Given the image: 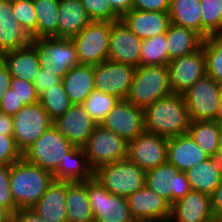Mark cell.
I'll return each mask as SVG.
<instances>
[{"mask_svg":"<svg viewBox=\"0 0 222 222\" xmlns=\"http://www.w3.org/2000/svg\"><path fill=\"white\" fill-rule=\"evenodd\" d=\"M143 110L145 131L167 138L188 132L190 118L182 94L172 93Z\"/></svg>","mask_w":222,"mask_h":222,"instance_id":"obj_1","label":"cell"},{"mask_svg":"<svg viewBox=\"0 0 222 222\" xmlns=\"http://www.w3.org/2000/svg\"><path fill=\"white\" fill-rule=\"evenodd\" d=\"M53 173L23 157L10 165V189L18 209L32 208L53 183Z\"/></svg>","mask_w":222,"mask_h":222,"instance_id":"obj_2","label":"cell"},{"mask_svg":"<svg viewBox=\"0 0 222 222\" xmlns=\"http://www.w3.org/2000/svg\"><path fill=\"white\" fill-rule=\"evenodd\" d=\"M170 94L172 91L168 66H138L126 100L144 109Z\"/></svg>","mask_w":222,"mask_h":222,"instance_id":"obj_3","label":"cell"},{"mask_svg":"<svg viewBox=\"0 0 222 222\" xmlns=\"http://www.w3.org/2000/svg\"><path fill=\"white\" fill-rule=\"evenodd\" d=\"M93 177L110 193L128 197L145 185L146 171L126 158L98 167Z\"/></svg>","mask_w":222,"mask_h":222,"instance_id":"obj_4","label":"cell"},{"mask_svg":"<svg viewBox=\"0 0 222 222\" xmlns=\"http://www.w3.org/2000/svg\"><path fill=\"white\" fill-rule=\"evenodd\" d=\"M31 44L36 49L41 68L61 79L80 64L71 38L42 37L32 39Z\"/></svg>","mask_w":222,"mask_h":222,"instance_id":"obj_5","label":"cell"},{"mask_svg":"<svg viewBox=\"0 0 222 222\" xmlns=\"http://www.w3.org/2000/svg\"><path fill=\"white\" fill-rule=\"evenodd\" d=\"M82 148L86 153L87 163L93 171L102 165L126 159L128 156V142L101 125L95 127Z\"/></svg>","mask_w":222,"mask_h":222,"instance_id":"obj_6","label":"cell"},{"mask_svg":"<svg viewBox=\"0 0 222 222\" xmlns=\"http://www.w3.org/2000/svg\"><path fill=\"white\" fill-rule=\"evenodd\" d=\"M111 21H91L78 35L72 37L78 56V62L97 65L108 60Z\"/></svg>","mask_w":222,"mask_h":222,"instance_id":"obj_7","label":"cell"},{"mask_svg":"<svg viewBox=\"0 0 222 222\" xmlns=\"http://www.w3.org/2000/svg\"><path fill=\"white\" fill-rule=\"evenodd\" d=\"M73 147L52 125L22 153V157L27 162L53 173Z\"/></svg>","mask_w":222,"mask_h":222,"instance_id":"obj_8","label":"cell"},{"mask_svg":"<svg viewBox=\"0 0 222 222\" xmlns=\"http://www.w3.org/2000/svg\"><path fill=\"white\" fill-rule=\"evenodd\" d=\"M86 191L94 213V222H136L126 197L110 193L96 178L86 181Z\"/></svg>","mask_w":222,"mask_h":222,"instance_id":"obj_9","label":"cell"},{"mask_svg":"<svg viewBox=\"0 0 222 222\" xmlns=\"http://www.w3.org/2000/svg\"><path fill=\"white\" fill-rule=\"evenodd\" d=\"M190 120L214 121L220 99L222 85L205 75L182 93Z\"/></svg>","mask_w":222,"mask_h":222,"instance_id":"obj_10","label":"cell"},{"mask_svg":"<svg viewBox=\"0 0 222 222\" xmlns=\"http://www.w3.org/2000/svg\"><path fill=\"white\" fill-rule=\"evenodd\" d=\"M12 121L13 138L22 153L53 125L49 114L39 101L24 105L12 116Z\"/></svg>","mask_w":222,"mask_h":222,"instance_id":"obj_11","label":"cell"},{"mask_svg":"<svg viewBox=\"0 0 222 222\" xmlns=\"http://www.w3.org/2000/svg\"><path fill=\"white\" fill-rule=\"evenodd\" d=\"M145 185L171 205L192 190L186 173L168 162L146 171Z\"/></svg>","mask_w":222,"mask_h":222,"instance_id":"obj_12","label":"cell"},{"mask_svg":"<svg viewBox=\"0 0 222 222\" xmlns=\"http://www.w3.org/2000/svg\"><path fill=\"white\" fill-rule=\"evenodd\" d=\"M135 67L105 60L94 65L95 90L126 100L135 75Z\"/></svg>","mask_w":222,"mask_h":222,"instance_id":"obj_13","label":"cell"},{"mask_svg":"<svg viewBox=\"0 0 222 222\" xmlns=\"http://www.w3.org/2000/svg\"><path fill=\"white\" fill-rule=\"evenodd\" d=\"M168 138L143 131L128 142L127 158L148 171L167 162Z\"/></svg>","mask_w":222,"mask_h":222,"instance_id":"obj_14","label":"cell"},{"mask_svg":"<svg viewBox=\"0 0 222 222\" xmlns=\"http://www.w3.org/2000/svg\"><path fill=\"white\" fill-rule=\"evenodd\" d=\"M100 125L129 142L145 130L144 110L127 100H120Z\"/></svg>","mask_w":222,"mask_h":222,"instance_id":"obj_15","label":"cell"},{"mask_svg":"<svg viewBox=\"0 0 222 222\" xmlns=\"http://www.w3.org/2000/svg\"><path fill=\"white\" fill-rule=\"evenodd\" d=\"M131 215L136 222H168L171 204L144 185L126 197Z\"/></svg>","mask_w":222,"mask_h":222,"instance_id":"obj_16","label":"cell"},{"mask_svg":"<svg viewBox=\"0 0 222 222\" xmlns=\"http://www.w3.org/2000/svg\"><path fill=\"white\" fill-rule=\"evenodd\" d=\"M172 93L182 94L206 75V58L201 47L196 52L170 60L168 63Z\"/></svg>","mask_w":222,"mask_h":222,"instance_id":"obj_17","label":"cell"},{"mask_svg":"<svg viewBox=\"0 0 222 222\" xmlns=\"http://www.w3.org/2000/svg\"><path fill=\"white\" fill-rule=\"evenodd\" d=\"M143 40L134 34L121 20L111 26L108 60L139 66Z\"/></svg>","mask_w":222,"mask_h":222,"instance_id":"obj_18","label":"cell"},{"mask_svg":"<svg viewBox=\"0 0 222 222\" xmlns=\"http://www.w3.org/2000/svg\"><path fill=\"white\" fill-rule=\"evenodd\" d=\"M53 125L73 146L82 148L98 124L82 105H72Z\"/></svg>","mask_w":222,"mask_h":222,"instance_id":"obj_19","label":"cell"},{"mask_svg":"<svg viewBox=\"0 0 222 222\" xmlns=\"http://www.w3.org/2000/svg\"><path fill=\"white\" fill-rule=\"evenodd\" d=\"M213 216L211 196L191 190L171 205L168 222H206Z\"/></svg>","mask_w":222,"mask_h":222,"instance_id":"obj_20","label":"cell"},{"mask_svg":"<svg viewBox=\"0 0 222 222\" xmlns=\"http://www.w3.org/2000/svg\"><path fill=\"white\" fill-rule=\"evenodd\" d=\"M208 158L188 133L168 138L167 162L180 172H186Z\"/></svg>","mask_w":222,"mask_h":222,"instance_id":"obj_21","label":"cell"},{"mask_svg":"<svg viewBox=\"0 0 222 222\" xmlns=\"http://www.w3.org/2000/svg\"><path fill=\"white\" fill-rule=\"evenodd\" d=\"M121 21L140 39H148L166 33L170 25L169 12L132 9Z\"/></svg>","mask_w":222,"mask_h":222,"instance_id":"obj_22","label":"cell"},{"mask_svg":"<svg viewBox=\"0 0 222 222\" xmlns=\"http://www.w3.org/2000/svg\"><path fill=\"white\" fill-rule=\"evenodd\" d=\"M12 0H0V53L31 44L32 38L13 16Z\"/></svg>","mask_w":222,"mask_h":222,"instance_id":"obj_23","label":"cell"},{"mask_svg":"<svg viewBox=\"0 0 222 222\" xmlns=\"http://www.w3.org/2000/svg\"><path fill=\"white\" fill-rule=\"evenodd\" d=\"M67 182L53 181L32 209L46 222H68Z\"/></svg>","mask_w":222,"mask_h":222,"instance_id":"obj_24","label":"cell"},{"mask_svg":"<svg viewBox=\"0 0 222 222\" xmlns=\"http://www.w3.org/2000/svg\"><path fill=\"white\" fill-rule=\"evenodd\" d=\"M2 61L12 77L32 83L41 69L36 49L32 44L3 53Z\"/></svg>","mask_w":222,"mask_h":222,"instance_id":"obj_25","label":"cell"},{"mask_svg":"<svg viewBox=\"0 0 222 222\" xmlns=\"http://www.w3.org/2000/svg\"><path fill=\"white\" fill-rule=\"evenodd\" d=\"M67 96L73 105H81L95 90L94 65L79 64L62 78Z\"/></svg>","mask_w":222,"mask_h":222,"instance_id":"obj_26","label":"cell"},{"mask_svg":"<svg viewBox=\"0 0 222 222\" xmlns=\"http://www.w3.org/2000/svg\"><path fill=\"white\" fill-rule=\"evenodd\" d=\"M91 22L81 0H60L58 38H72Z\"/></svg>","mask_w":222,"mask_h":222,"instance_id":"obj_27","label":"cell"},{"mask_svg":"<svg viewBox=\"0 0 222 222\" xmlns=\"http://www.w3.org/2000/svg\"><path fill=\"white\" fill-rule=\"evenodd\" d=\"M93 170L89 167L84 149L74 146L63 157L58 168L53 172L55 181L83 182L93 177Z\"/></svg>","mask_w":222,"mask_h":222,"instance_id":"obj_28","label":"cell"},{"mask_svg":"<svg viewBox=\"0 0 222 222\" xmlns=\"http://www.w3.org/2000/svg\"><path fill=\"white\" fill-rule=\"evenodd\" d=\"M170 22L191 29L206 39L210 33L202 26L200 0H171Z\"/></svg>","mask_w":222,"mask_h":222,"instance_id":"obj_29","label":"cell"},{"mask_svg":"<svg viewBox=\"0 0 222 222\" xmlns=\"http://www.w3.org/2000/svg\"><path fill=\"white\" fill-rule=\"evenodd\" d=\"M185 173L192 190L211 196L222 180V165L216 158H208Z\"/></svg>","mask_w":222,"mask_h":222,"instance_id":"obj_30","label":"cell"},{"mask_svg":"<svg viewBox=\"0 0 222 222\" xmlns=\"http://www.w3.org/2000/svg\"><path fill=\"white\" fill-rule=\"evenodd\" d=\"M203 38L191 29L170 23L166 32V47L170 60L189 55L202 47Z\"/></svg>","mask_w":222,"mask_h":222,"instance_id":"obj_31","label":"cell"},{"mask_svg":"<svg viewBox=\"0 0 222 222\" xmlns=\"http://www.w3.org/2000/svg\"><path fill=\"white\" fill-rule=\"evenodd\" d=\"M66 208L68 222H94L86 181L67 182Z\"/></svg>","mask_w":222,"mask_h":222,"instance_id":"obj_32","label":"cell"},{"mask_svg":"<svg viewBox=\"0 0 222 222\" xmlns=\"http://www.w3.org/2000/svg\"><path fill=\"white\" fill-rule=\"evenodd\" d=\"M187 133L210 158H216L222 125L215 121L190 120Z\"/></svg>","mask_w":222,"mask_h":222,"instance_id":"obj_33","label":"cell"},{"mask_svg":"<svg viewBox=\"0 0 222 222\" xmlns=\"http://www.w3.org/2000/svg\"><path fill=\"white\" fill-rule=\"evenodd\" d=\"M60 0H34L36 20V39L42 37L58 38V15Z\"/></svg>","mask_w":222,"mask_h":222,"instance_id":"obj_34","label":"cell"},{"mask_svg":"<svg viewBox=\"0 0 222 222\" xmlns=\"http://www.w3.org/2000/svg\"><path fill=\"white\" fill-rule=\"evenodd\" d=\"M169 62L166 33L143 40L139 66H167Z\"/></svg>","mask_w":222,"mask_h":222,"instance_id":"obj_35","label":"cell"},{"mask_svg":"<svg viewBox=\"0 0 222 222\" xmlns=\"http://www.w3.org/2000/svg\"><path fill=\"white\" fill-rule=\"evenodd\" d=\"M206 58V75L222 85V33L210 34L202 43Z\"/></svg>","mask_w":222,"mask_h":222,"instance_id":"obj_36","label":"cell"},{"mask_svg":"<svg viewBox=\"0 0 222 222\" xmlns=\"http://www.w3.org/2000/svg\"><path fill=\"white\" fill-rule=\"evenodd\" d=\"M39 102L52 121L63 115L73 105L62 82L50 89H46L39 96Z\"/></svg>","mask_w":222,"mask_h":222,"instance_id":"obj_37","label":"cell"},{"mask_svg":"<svg viewBox=\"0 0 222 222\" xmlns=\"http://www.w3.org/2000/svg\"><path fill=\"white\" fill-rule=\"evenodd\" d=\"M120 101L116 96L94 90L81 104L90 117L100 125L106 115Z\"/></svg>","mask_w":222,"mask_h":222,"instance_id":"obj_38","label":"cell"},{"mask_svg":"<svg viewBox=\"0 0 222 222\" xmlns=\"http://www.w3.org/2000/svg\"><path fill=\"white\" fill-rule=\"evenodd\" d=\"M202 26L210 34L222 33V0H200Z\"/></svg>","mask_w":222,"mask_h":222,"instance_id":"obj_39","label":"cell"},{"mask_svg":"<svg viewBox=\"0 0 222 222\" xmlns=\"http://www.w3.org/2000/svg\"><path fill=\"white\" fill-rule=\"evenodd\" d=\"M12 6L15 19L32 39H36L37 17L34 10V0H12Z\"/></svg>","mask_w":222,"mask_h":222,"instance_id":"obj_40","label":"cell"},{"mask_svg":"<svg viewBox=\"0 0 222 222\" xmlns=\"http://www.w3.org/2000/svg\"><path fill=\"white\" fill-rule=\"evenodd\" d=\"M81 2L91 21L116 22L121 20L108 0H81Z\"/></svg>","mask_w":222,"mask_h":222,"instance_id":"obj_41","label":"cell"},{"mask_svg":"<svg viewBox=\"0 0 222 222\" xmlns=\"http://www.w3.org/2000/svg\"><path fill=\"white\" fill-rule=\"evenodd\" d=\"M0 207L11 215L17 210L10 189V165H0Z\"/></svg>","mask_w":222,"mask_h":222,"instance_id":"obj_42","label":"cell"},{"mask_svg":"<svg viewBox=\"0 0 222 222\" xmlns=\"http://www.w3.org/2000/svg\"><path fill=\"white\" fill-rule=\"evenodd\" d=\"M22 158L13 136L0 134V165H11Z\"/></svg>","mask_w":222,"mask_h":222,"instance_id":"obj_43","label":"cell"},{"mask_svg":"<svg viewBox=\"0 0 222 222\" xmlns=\"http://www.w3.org/2000/svg\"><path fill=\"white\" fill-rule=\"evenodd\" d=\"M11 88L15 90V93L23 101L24 105L34 104L39 101L35 86L30 81L12 77Z\"/></svg>","mask_w":222,"mask_h":222,"instance_id":"obj_44","label":"cell"},{"mask_svg":"<svg viewBox=\"0 0 222 222\" xmlns=\"http://www.w3.org/2000/svg\"><path fill=\"white\" fill-rule=\"evenodd\" d=\"M62 82V79L45 69H40L38 75L33 81L35 90L38 96H40L46 89H50Z\"/></svg>","mask_w":222,"mask_h":222,"instance_id":"obj_45","label":"cell"},{"mask_svg":"<svg viewBox=\"0 0 222 222\" xmlns=\"http://www.w3.org/2000/svg\"><path fill=\"white\" fill-rule=\"evenodd\" d=\"M23 106V101L12 88L6 91V95L0 101V111L11 116L15 115Z\"/></svg>","mask_w":222,"mask_h":222,"instance_id":"obj_46","label":"cell"},{"mask_svg":"<svg viewBox=\"0 0 222 222\" xmlns=\"http://www.w3.org/2000/svg\"><path fill=\"white\" fill-rule=\"evenodd\" d=\"M171 0H133V8L143 11L169 12Z\"/></svg>","mask_w":222,"mask_h":222,"instance_id":"obj_47","label":"cell"},{"mask_svg":"<svg viewBox=\"0 0 222 222\" xmlns=\"http://www.w3.org/2000/svg\"><path fill=\"white\" fill-rule=\"evenodd\" d=\"M13 222H46L32 209H18L12 215Z\"/></svg>","mask_w":222,"mask_h":222,"instance_id":"obj_48","label":"cell"},{"mask_svg":"<svg viewBox=\"0 0 222 222\" xmlns=\"http://www.w3.org/2000/svg\"><path fill=\"white\" fill-rule=\"evenodd\" d=\"M12 76L8 67L3 61L0 62V101L6 95V91L11 88Z\"/></svg>","mask_w":222,"mask_h":222,"instance_id":"obj_49","label":"cell"},{"mask_svg":"<svg viewBox=\"0 0 222 222\" xmlns=\"http://www.w3.org/2000/svg\"><path fill=\"white\" fill-rule=\"evenodd\" d=\"M211 209L214 216L222 217V180L211 195Z\"/></svg>","mask_w":222,"mask_h":222,"instance_id":"obj_50","label":"cell"},{"mask_svg":"<svg viewBox=\"0 0 222 222\" xmlns=\"http://www.w3.org/2000/svg\"><path fill=\"white\" fill-rule=\"evenodd\" d=\"M112 9L122 18L133 9V0H108Z\"/></svg>","mask_w":222,"mask_h":222,"instance_id":"obj_51","label":"cell"},{"mask_svg":"<svg viewBox=\"0 0 222 222\" xmlns=\"http://www.w3.org/2000/svg\"><path fill=\"white\" fill-rule=\"evenodd\" d=\"M0 134L13 136L12 116L0 111Z\"/></svg>","mask_w":222,"mask_h":222,"instance_id":"obj_52","label":"cell"},{"mask_svg":"<svg viewBox=\"0 0 222 222\" xmlns=\"http://www.w3.org/2000/svg\"><path fill=\"white\" fill-rule=\"evenodd\" d=\"M12 220V215L0 207V222H10Z\"/></svg>","mask_w":222,"mask_h":222,"instance_id":"obj_53","label":"cell"},{"mask_svg":"<svg viewBox=\"0 0 222 222\" xmlns=\"http://www.w3.org/2000/svg\"><path fill=\"white\" fill-rule=\"evenodd\" d=\"M214 121L217 122L219 125H222V96L220 99V103H219Z\"/></svg>","mask_w":222,"mask_h":222,"instance_id":"obj_54","label":"cell"},{"mask_svg":"<svg viewBox=\"0 0 222 222\" xmlns=\"http://www.w3.org/2000/svg\"><path fill=\"white\" fill-rule=\"evenodd\" d=\"M216 159L221 163L222 165V134L219 142V147H218V154L216 156Z\"/></svg>","mask_w":222,"mask_h":222,"instance_id":"obj_55","label":"cell"},{"mask_svg":"<svg viewBox=\"0 0 222 222\" xmlns=\"http://www.w3.org/2000/svg\"><path fill=\"white\" fill-rule=\"evenodd\" d=\"M206 222H222V217L221 216H213L212 218H210Z\"/></svg>","mask_w":222,"mask_h":222,"instance_id":"obj_56","label":"cell"},{"mask_svg":"<svg viewBox=\"0 0 222 222\" xmlns=\"http://www.w3.org/2000/svg\"><path fill=\"white\" fill-rule=\"evenodd\" d=\"M2 61V54L0 53V62Z\"/></svg>","mask_w":222,"mask_h":222,"instance_id":"obj_57","label":"cell"}]
</instances>
